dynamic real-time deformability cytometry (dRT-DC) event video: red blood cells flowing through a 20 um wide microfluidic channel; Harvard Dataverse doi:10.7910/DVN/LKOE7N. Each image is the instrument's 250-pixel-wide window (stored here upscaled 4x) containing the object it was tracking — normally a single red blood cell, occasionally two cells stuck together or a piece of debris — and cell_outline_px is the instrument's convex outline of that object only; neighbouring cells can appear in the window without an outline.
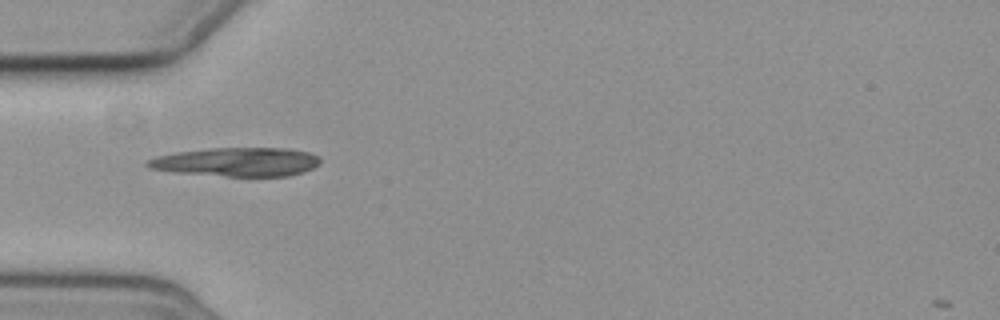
{"species": "common noctule bat (a hibernating species)", "species_latin": "Nyctalus noctula", "temperature_condition": "cold", "stored_images_in_passage": 2, "camera_frame_rate_fps": 3000, "um_per_image_px": 0.085, "animal": {"sex": "female", "body_mass_g": 19.3, "forearm_length_mm": 54.1}, "frame": {"image": 1, "passage_image": 2, "time_ms": 1.333, "image_size_px": [1000, 320], "cell_outline_px": [[320, 164], [304, 172], [288, 176], [228, 176], [172, 172], [148, 168], [144, 164], [148, 160], [156, 156], [176, 152], [212, 148], [292, 148], [308, 152], [320, 156]], "centroid_in_image_um": [20.15, 13.76], "position_along_channel_um": 64.9, "area_um2": 29.19}}